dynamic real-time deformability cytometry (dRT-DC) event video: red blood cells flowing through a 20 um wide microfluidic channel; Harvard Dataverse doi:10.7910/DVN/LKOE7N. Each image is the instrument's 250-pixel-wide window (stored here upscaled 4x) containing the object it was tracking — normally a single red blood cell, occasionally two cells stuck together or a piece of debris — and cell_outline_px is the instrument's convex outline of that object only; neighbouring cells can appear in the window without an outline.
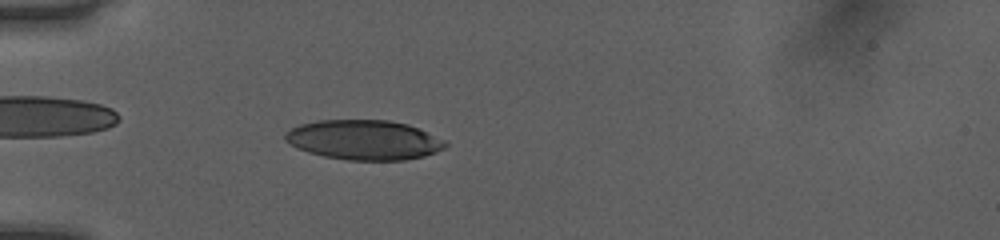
{"species": "human", "species_latin": "Homo sapiens", "temperature_condition": "room temperature", "stored_images_in_passage": 42, "camera_frame_rate_fps": 3000, "um_per_image_px": 0.085, "donor": {"sex": "female"}, "frame": {"image": 1, "passage_image": 7, "time_ms": 2.0, "image_size_px": [1000, 240], "cell_outline_px": [[448, 144], [444, 148], [436, 152], [424, 156], [404, 160], [348, 160], [324, 156], [308, 152], [284, 140], [284, 132], [300, 124], [316, 120], [388, 120], [408, 124], [444, 140]], "centroid_in_image_um": [30.93, 11.89], "position_along_channel_um": 54.1, "area_um2": 36.93}}
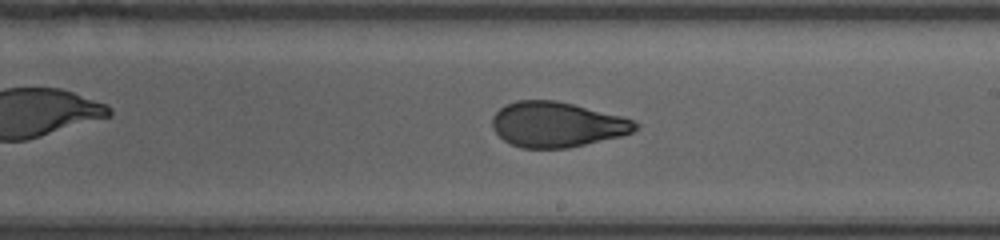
{"frame": {"image": 2, "passage_image": 22, "time_ms": 7.0, "image_size_px": [1000, 240], "cell_outline_px": [[640, 124], [632, 132], [620, 136], [568, 148], [520, 148], [504, 140], [492, 128], [492, 116], [500, 108], [516, 100], [556, 100], [620, 116], [632, 120]], "centroid_in_image_um": [47.3, 10.58], "position_along_channel_um": 241.7, "area_um2": 37.34}}
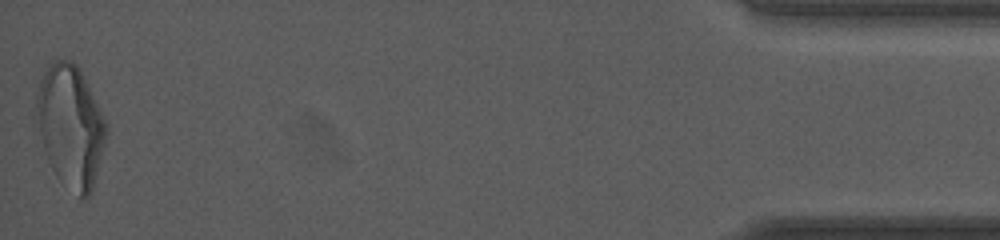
{"frame": {"image": 3, "passage_image": 42, "time_ms": 13.667, "image_size_px": [1000, 240], "cell_outline_px": [[108, 132], [92, 188], [88, 196], [80, 196], [60, 180], [56, 176], [48, 160], [44, 148], [40, 132], [36, 104], [36, 96], [40, 80], [52, 56], [56, 56], [68, 60], [76, 64], [104, 116], [108, 128]], "centroid_in_image_um": [5.99, 10.64], "position_along_channel_um": 429.2, "area_um2": 48.9}, "authors_computed_cell_mechanics": {"area_um2": 38.6393, "velocity_mm_per_s": 4.0759, "shape_relaxation_time_tau1_ms": 5.779, "shape_relaxation_time_tau2_ms": 1.4695, "deformation_change_tau1": 0.2188, "deformation_change_tau2": 0.0787}}